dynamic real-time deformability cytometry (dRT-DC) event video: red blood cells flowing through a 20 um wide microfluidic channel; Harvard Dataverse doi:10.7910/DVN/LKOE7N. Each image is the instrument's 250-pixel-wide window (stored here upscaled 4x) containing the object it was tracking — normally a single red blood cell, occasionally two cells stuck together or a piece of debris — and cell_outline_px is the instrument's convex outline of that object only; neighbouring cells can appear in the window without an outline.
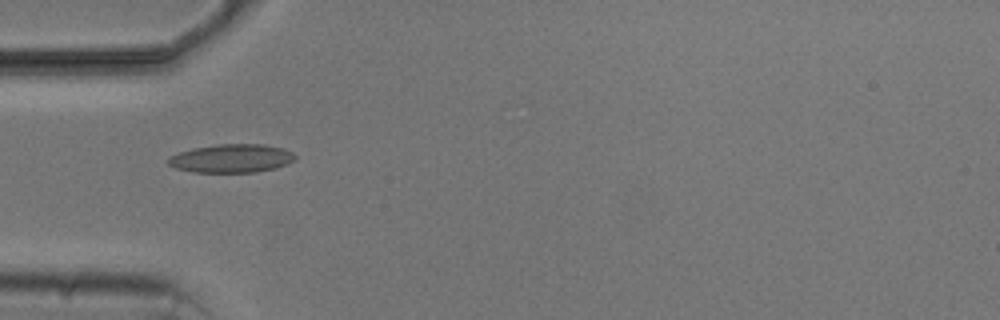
{"species": "common noctule bat (a hibernating species)", "species_latin": "Nyctalus noctula", "temperature_condition": "cold", "stored_images_in_passage": 6, "camera_frame_rate_fps": 3000, "um_per_image_px": 0.085, "animal": {"sex": "male", "body_mass_g": 20.5, "forearm_length_mm": 52.5}, "frame": {"image": 1, "passage_image": 4, "time_ms": 4.333, "image_size_px": [1000, 320], "cell_outline_px": [[296, 156], [288, 164], [276, 168], [256, 172], [192, 172], [176, 168], [168, 164], [168, 160], [172, 156], [180, 152], [192, 148], [216, 144], [264, 144], [284, 148], [292, 152]], "centroid_in_image_um": [19.7, 13.46], "position_along_channel_um": 65.3, "area_um2": 21.04}}
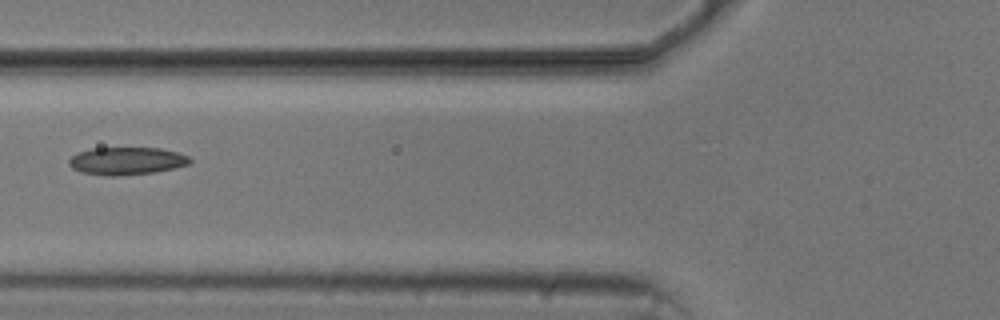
{"frame": {"image": 2, "passage_image": 5, "time_ms": 5.667, "image_size_px": [1000, 320], "cell_outline_px": [[192, 160], [188, 164], [156, 172], [120, 176], [104, 176], [80, 172], [72, 168], [68, 164], [68, 160], [76, 152], [92, 148], [160, 148], [176, 152], [188, 156]], "centroid_in_image_um": [10.71, 13.69], "position_along_channel_um": 115.1, "area_um2": 19.59}}
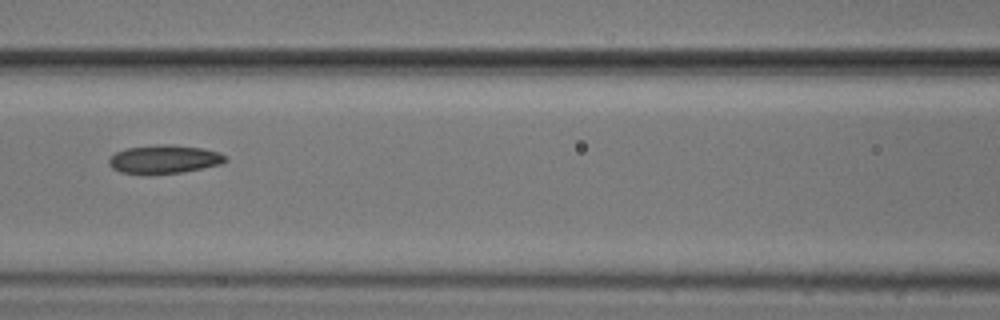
{"frame": {"image": 3, "passage_image": 6, "time_ms": 6.667, "image_size_px": [1000, 320], "cell_outline_px": [[228, 160], [220, 164], [184, 172], [120, 172], [112, 168], [108, 164], [108, 160], [116, 152], [124, 148], [160, 144], [168, 144], [204, 148], [220, 152], [228, 156]], "centroid_in_image_um": [14.01, 13.5], "position_along_channel_um": 152.6, "area_um2": 19.02}}